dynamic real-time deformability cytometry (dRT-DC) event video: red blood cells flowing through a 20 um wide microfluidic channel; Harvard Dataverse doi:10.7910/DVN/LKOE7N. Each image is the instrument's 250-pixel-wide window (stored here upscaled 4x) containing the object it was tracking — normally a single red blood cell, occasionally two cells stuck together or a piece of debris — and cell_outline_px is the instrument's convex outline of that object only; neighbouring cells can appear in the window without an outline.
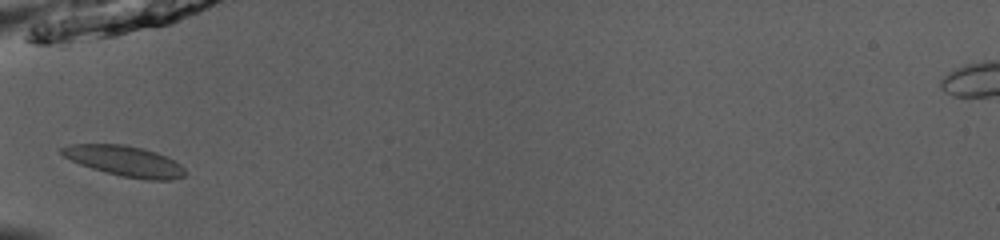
{"species": "common noctule bat (a hibernating species)", "species_latin": "Nyctalus noctula", "temperature_condition": "room temperature", "stored_images_in_passage": 33, "camera_frame_rate_fps": 3000, "um_per_image_px": 0.085, "animal": {"sex": "male", "body_mass_g": 13.0, "forearm_length_mm": 53.1}, "frame": {"image": 1, "passage_image": 1, "time_ms": 0.0, "image_size_px": [1000, 240], "cell_outline_px": [[184, 176], [172, 180], [148, 180], [120, 176], [92, 168], [80, 164], [64, 156], [60, 152], [60, 148], [68, 144], [124, 144], [156, 152], [180, 164], [184, 168]], "centroid_in_image_um": [10.58, 13.69], "position_along_channel_um": 74.4, "area_um2": 21.68}}
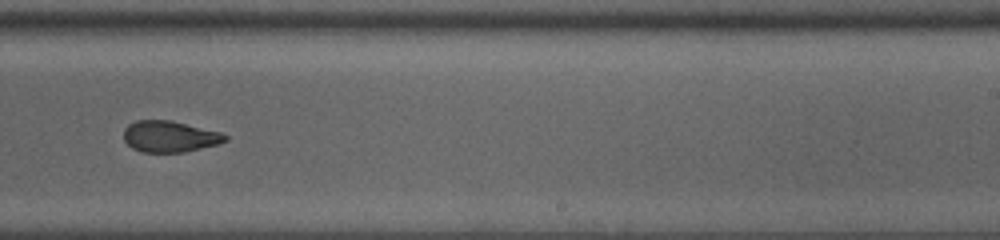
{"frame": {"image": 2, "passage_image": 16, "time_ms": 5.0, "image_size_px": [1000, 240], "cell_outline_px": [[228, 140], [216, 144], [184, 152], [140, 152], [132, 148], [124, 140], [124, 128], [128, 124], [136, 120], [172, 120], [220, 132], [228, 136]], "centroid_in_image_um": [14.39, 11.59], "position_along_channel_um": 274.6, "area_um2": 18.5}}
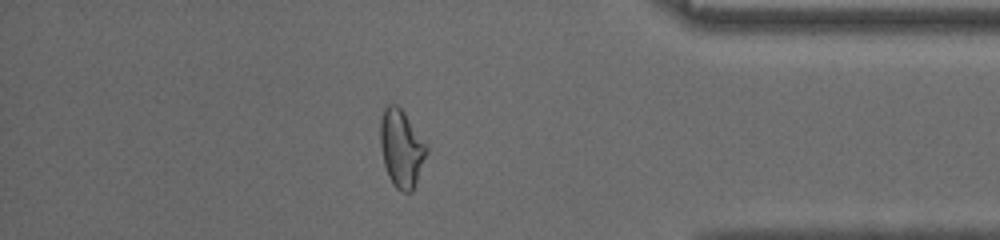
{"frame": {"image": 3, "passage_image": 27, "time_ms": 8.667, "image_size_px": [1000, 240], "cell_outline_px": [[428, 152], [412, 192], [400, 192], [392, 184], [388, 176], [384, 164], [380, 144], [380, 120], [384, 108], [388, 104], [396, 104], [404, 112], [428, 144]], "centroid_in_image_um": [34.13, 12.61], "position_along_channel_um": 401.1, "area_um2": 21.15}, "authors_computed_cell_mechanics": {"area_um2": 19.652, "velocity_mm_per_s": 3.9811, "shape_relaxation_time_tau1_ms": 6.8175, "shape_relaxation_time_tau2_ms": 1.7147, "deformation_change_tau1": 0.1831, "deformation_change_tau2": 0.0883}}